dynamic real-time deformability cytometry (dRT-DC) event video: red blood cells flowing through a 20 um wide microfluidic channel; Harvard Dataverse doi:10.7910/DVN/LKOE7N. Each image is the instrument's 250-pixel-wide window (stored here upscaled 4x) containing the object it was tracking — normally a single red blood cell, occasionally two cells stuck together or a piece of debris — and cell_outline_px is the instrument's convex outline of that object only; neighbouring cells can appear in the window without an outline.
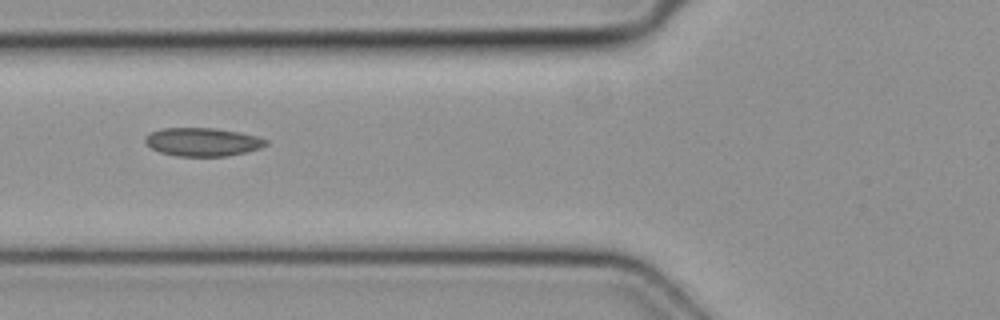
{"species": "common noctule bat (a hibernating species)", "species_latin": "Nyctalus noctula", "temperature_condition": "cold", "stored_images_in_passage": 3, "camera_frame_rate_fps": 3000, "um_per_image_px": 0.085, "animal": {"sex": "female", "body_mass_g": 19.3, "forearm_length_mm": 54.1}, "frame": {"image": 1, "passage_image": 3, "time_ms": 0.667, "image_size_px": [1000, 320], "cell_outline_px": [[268, 144], [260, 148], [228, 156], [176, 156], [160, 152], [152, 148], [144, 140], [144, 136], [152, 132], [164, 128], [216, 128], [240, 132], [256, 136], [268, 140]], "centroid_in_image_um": [17.23, 12.06], "position_along_channel_um": 108.6, "area_um2": 19.88}}